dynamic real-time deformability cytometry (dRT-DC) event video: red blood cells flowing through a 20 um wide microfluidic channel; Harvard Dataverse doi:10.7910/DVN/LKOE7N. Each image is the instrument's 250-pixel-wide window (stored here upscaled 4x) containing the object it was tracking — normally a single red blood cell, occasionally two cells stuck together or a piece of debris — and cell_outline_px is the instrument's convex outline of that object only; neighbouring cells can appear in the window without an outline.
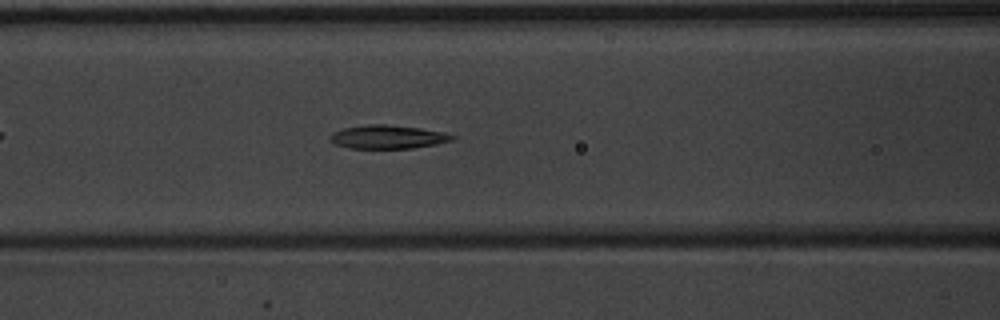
{"species": "common noctule bat (a hibernating species)", "species_latin": "Nyctalus noctula", "temperature_condition": "warm", "stored_images_in_passage": 41, "camera_frame_rate_fps": 3000, "um_per_image_px": 0.085, "animal": {"sex": "male", "body_mass_g": 20.1, "forearm_length_mm": 53.5}, "frame": {"image": 1, "passage_image": 11, "time_ms": 3.333, "image_size_px": [1000, 320], "cell_outline_px": [[456, 136], [452, 140], [436, 144], [412, 148], [348, 148], [336, 144], [328, 140], [328, 136], [332, 132], [344, 128], [368, 124], [384, 124], [420, 128], [444, 132]], "centroid_in_image_um": [32.92, 11.63], "position_along_channel_um": 133.7, "area_um2": 16.76}}
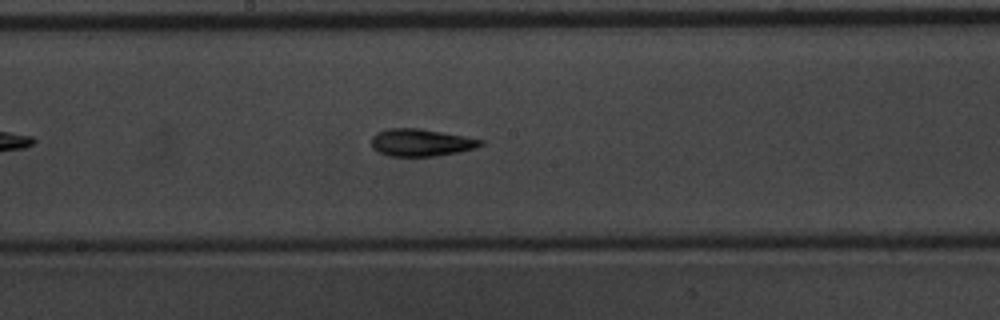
{"frame": {"image": 2, "passage_image": 17, "time_ms": 5.333, "image_size_px": [1000, 320], "cell_outline_px": [[484, 144], [476, 148], [436, 156], [388, 156], [372, 148], [372, 136], [376, 132], [388, 128], [420, 128], [464, 136], [484, 140]], "centroid_in_image_um": [35.78, 12.11], "position_along_channel_um": 212.4, "area_um2": 17.4}}
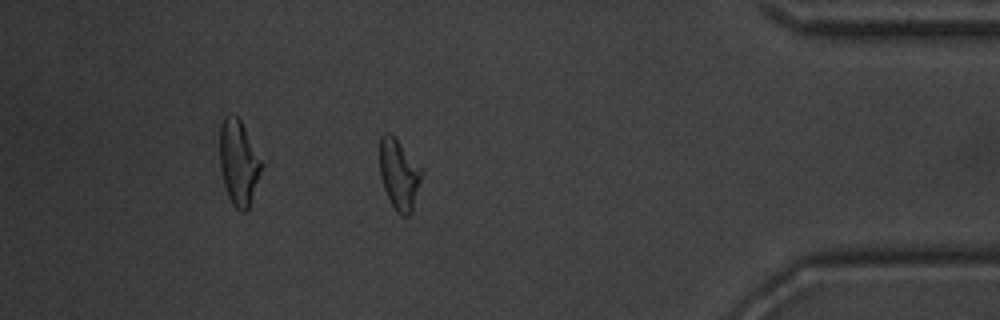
{"frame": {"image": 3, "passage_image": 34, "time_ms": 11.0, "image_size_px": [1000, 320], "cell_outline_px": [[424, 172], [412, 212], [408, 216], [400, 216], [396, 212], [384, 188], [380, 176], [380, 136], [384, 132], [388, 132], [400, 144]], "centroid_in_image_um": [33.93, 14.87], "position_along_channel_um": 401.3, "area_um2": 17.05}, "authors_computed_cell_mechanics": {"area_um2": 17.1666, "velocity_mm_per_s": 3.935, "shape_relaxation_time_tau1_ms": 4.7929, "shape_relaxation_time_tau2_ms": 3.1376, "deformation_change_tau1": 0.1815, "deformation_change_tau2": 0.1314}}